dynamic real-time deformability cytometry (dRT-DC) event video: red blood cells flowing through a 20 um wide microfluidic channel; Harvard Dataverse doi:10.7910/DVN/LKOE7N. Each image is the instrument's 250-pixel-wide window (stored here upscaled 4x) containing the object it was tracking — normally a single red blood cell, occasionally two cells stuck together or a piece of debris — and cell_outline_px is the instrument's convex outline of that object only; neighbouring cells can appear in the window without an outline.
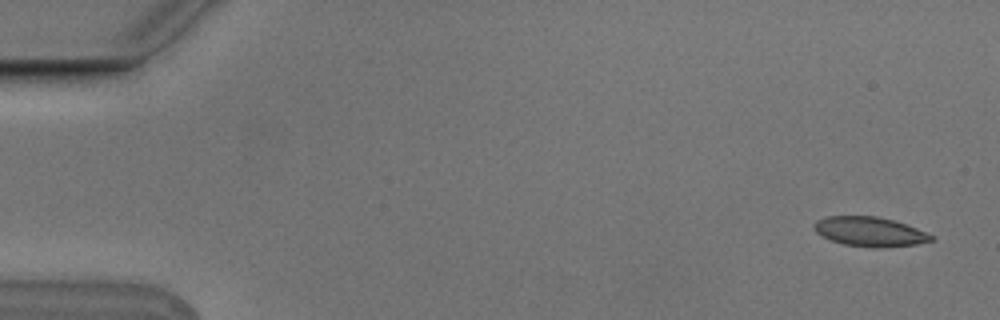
{"species": "Egyptian fruit bat (a non-hibernating species)", "species_latin": "Rousettus aegyptiacus", "temperature_condition": "cold", "stored_images_in_passage": 6, "camera_frame_rate_fps": 3000, "um_per_image_px": 0.085, "animal": {"sex": "male"}, "frame": {"image": 1, "passage_image": 1, "time_ms": 0.0, "image_size_px": [1000, 320], "cell_outline_px": [[936, 240], [916, 244], [876, 248], [844, 244], [832, 240], [816, 232], [812, 228], [812, 224], [816, 220], [824, 216], [876, 216], [892, 220], [916, 228], [936, 236]], "centroid_in_image_um": [73.93, 19.68], "position_along_channel_um": 11.1, "area_um2": 20.11}}